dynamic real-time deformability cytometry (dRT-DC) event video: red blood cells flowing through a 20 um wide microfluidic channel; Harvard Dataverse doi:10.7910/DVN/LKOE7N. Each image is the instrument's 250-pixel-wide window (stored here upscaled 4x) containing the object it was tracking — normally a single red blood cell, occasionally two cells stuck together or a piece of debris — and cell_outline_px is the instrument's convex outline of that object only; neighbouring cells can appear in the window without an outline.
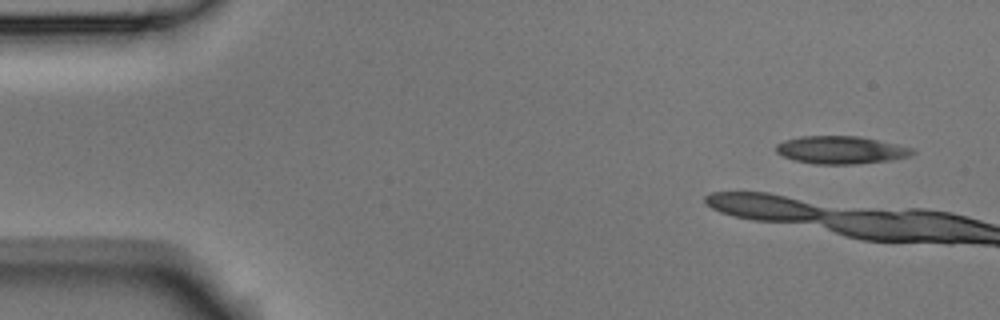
{"species": "Egyptian fruit bat (a non-hibernating species)", "species_latin": "Rousettus aegyptiacus", "temperature_condition": "room temperature", "stored_images_in_passage": 3, "camera_frame_rate_fps": 3000, "um_per_image_px": 0.085, "animal": {"sex": "male"}, "frame": {"image": 1, "passage_image": 1, "time_ms": 0.0, "image_size_px": [1000, 320], "cell_outline_px": [[916, 152], [912, 156], [892, 160], [856, 164], [812, 164], [792, 160], [776, 152], [776, 144], [784, 140], [800, 136], [860, 136], [896, 144], [912, 148]], "centroid_in_image_um": [71.48, 12.75], "position_along_channel_um": 13.5, "area_um2": 22.25}}